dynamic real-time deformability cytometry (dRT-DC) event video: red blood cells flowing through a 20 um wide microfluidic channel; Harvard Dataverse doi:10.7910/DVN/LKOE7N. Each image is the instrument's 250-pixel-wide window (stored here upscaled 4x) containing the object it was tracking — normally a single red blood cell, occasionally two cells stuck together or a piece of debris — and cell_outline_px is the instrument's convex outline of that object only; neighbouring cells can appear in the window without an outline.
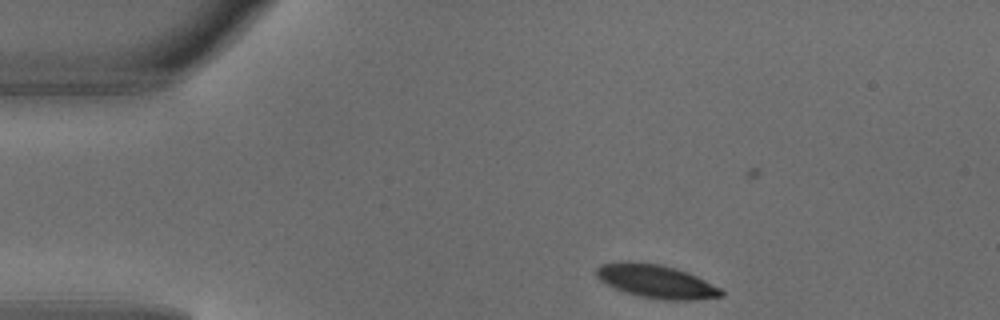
{"species": "common noctule bat (a hibernating species)", "species_latin": "Nyctalus noctula", "temperature_condition": "warm", "stored_images_in_passage": 5, "camera_frame_rate_fps": 3000, "um_per_image_px": 0.085, "animal": {"sex": "male", "body_mass_g": 18.8}, "frame": {"image": 1, "passage_image": 1, "time_ms": 0.0, "image_size_px": [1000, 320], "cell_outline_px": [[724, 296], [696, 300], [664, 300], [640, 296], [624, 292], [604, 284], [596, 276], [596, 268], [600, 264], [628, 260], [660, 264], [676, 268], [688, 272], [720, 288], [724, 292]], "centroid_in_image_um": [55.74, 23.91], "position_along_channel_um": 29.3, "area_um2": 24.57}}
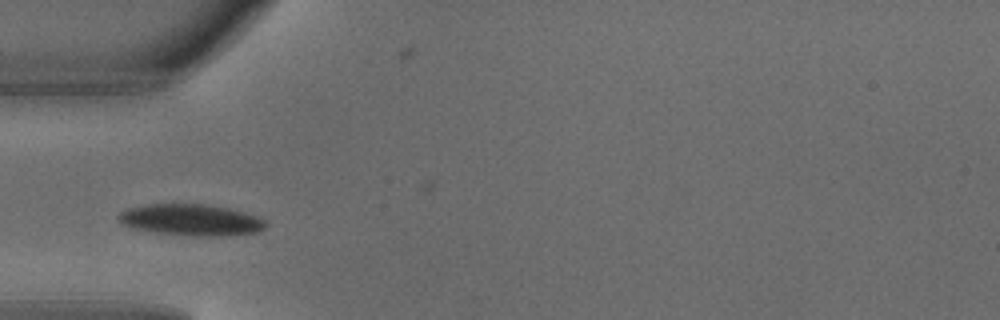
{"frame": {"image": 2, "passage_image": 3, "time_ms": 0.667, "image_size_px": [1000, 320], "cell_outline_px": [[268, 224], [260, 232], [228, 236], [188, 236], [156, 232], [132, 228], [124, 224], [116, 216], [120, 212], [128, 208], [144, 204], [208, 204], [228, 208], [244, 212], [256, 216], [264, 220]], "centroid_in_image_um": [16.26, 18.7], "position_along_channel_um": 68.7, "area_um2": 27.17}}
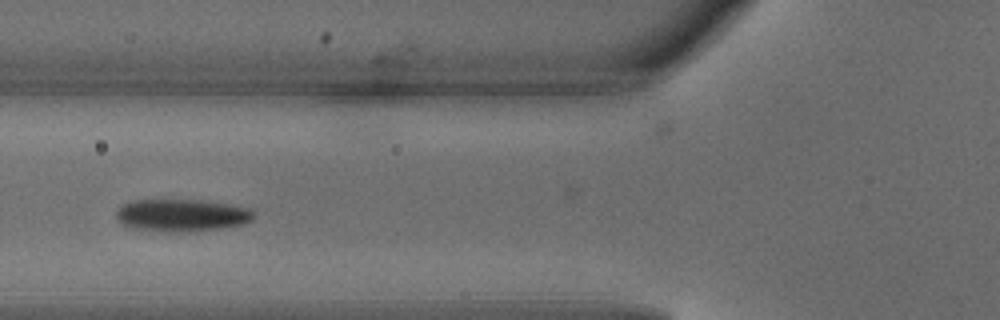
{"frame": {"image": 3, "passage_image": 4, "time_ms": 1.0, "image_size_px": [1000, 320], "cell_outline_px": [[256, 216], [252, 220], [240, 224], [220, 228], [188, 232], [160, 232], [132, 228], [120, 224], [116, 220], [116, 208], [120, 204], [132, 200], [160, 196], [200, 200], [252, 208], [256, 212]], "centroid_in_image_um": [15.34, 18.25], "position_along_channel_um": 110.5, "area_um2": 27.4}}